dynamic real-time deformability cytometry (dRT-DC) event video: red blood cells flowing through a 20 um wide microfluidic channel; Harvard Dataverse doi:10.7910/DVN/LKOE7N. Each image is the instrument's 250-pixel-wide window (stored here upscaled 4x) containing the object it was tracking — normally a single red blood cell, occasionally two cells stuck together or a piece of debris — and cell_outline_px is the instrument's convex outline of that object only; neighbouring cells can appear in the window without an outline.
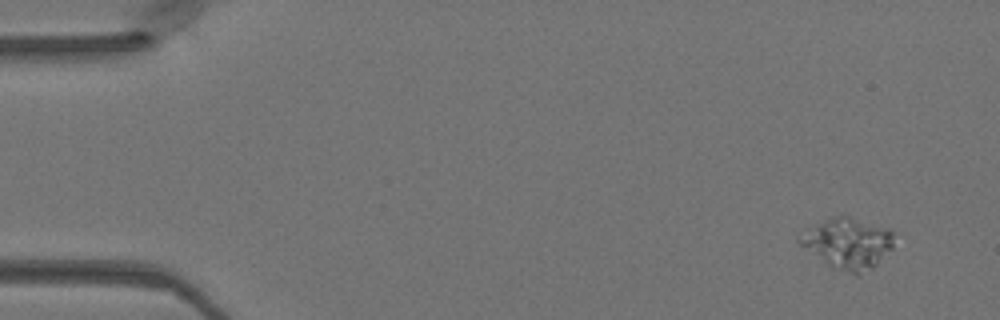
{"species": "Egyptian fruit bat (a non-hibernating species)", "species_latin": "Rousettus aegyptiacus", "temperature_condition": "warm", "stored_images_in_passage": 8, "camera_frame_rate_fps": 3000, "um_per_image_px": 0.085, "animal": {"sex": "female"}, "frame": {"image": 1, "passage_image": 1, "time_ms": 0.0, "image_size_px": [1000, 320], "cell_outline_px": [[896, 232], [892, 248], [872, 268], [860, 276], [856, 276], [832, 268], [800, 244], [796, 240], [796, 236], [816, 224], [836, 216], [848, 216], [888, 228]], "centroid_in_image_um": [72.09, 20.7], "position_along_channel_um": 12.9, "area_um2": 27.92}}